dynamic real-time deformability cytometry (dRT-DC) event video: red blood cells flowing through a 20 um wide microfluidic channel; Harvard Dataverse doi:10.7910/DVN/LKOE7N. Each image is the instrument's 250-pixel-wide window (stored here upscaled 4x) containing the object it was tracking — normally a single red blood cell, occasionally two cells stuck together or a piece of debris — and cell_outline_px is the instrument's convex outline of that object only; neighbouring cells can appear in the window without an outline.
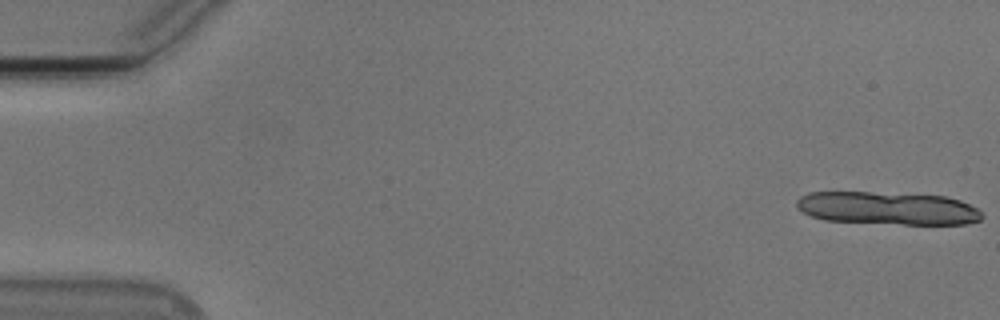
{"species": "Egyptian fruit bat (a non-hibernating species)", "species_latin": "Rousettus aegyptiacus", "temperature_condition": "cold", "stored_images_in_passage": 12, "camera_frame_rate_fps": 3000, "um_per_image_px": 0.085, "animal": {"sex": "male"}, "frame": {"image": 1, "passage_image": 1, "time_ms": 0.0, "image_size_px": [1000, 320], "cell_outline_px": [[984, 216], [980, 220], [968, 224], [904, 224], [824, 220], [812, 216], [796, 208], [796, 200], [800, 196], [808, 192], [868, 192], [944, 196], [960, 200], [976, 208]], "centroid_in_image_um": [75.43, 17.7], "position_along_channel_um": 9.6, "area_um2": 35.43}}